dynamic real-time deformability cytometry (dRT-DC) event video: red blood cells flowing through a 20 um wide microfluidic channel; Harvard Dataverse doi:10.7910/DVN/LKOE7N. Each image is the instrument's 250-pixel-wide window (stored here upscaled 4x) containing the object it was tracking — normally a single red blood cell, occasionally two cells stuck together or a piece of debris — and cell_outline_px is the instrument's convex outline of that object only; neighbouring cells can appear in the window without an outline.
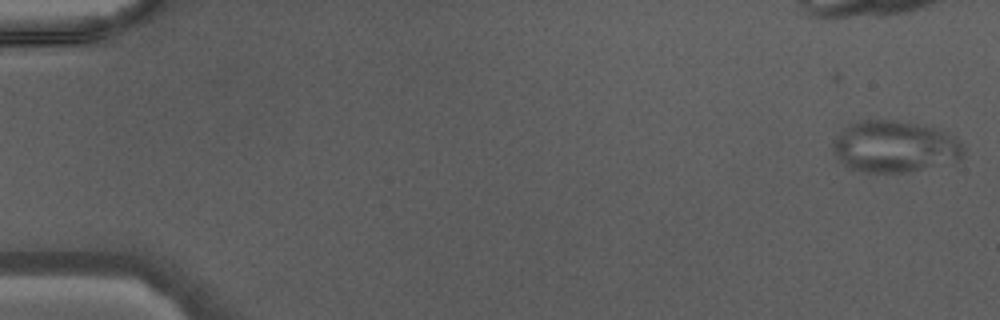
{"species": "Egyptian fruit bat (a non-hibernating species)", "species_latin": "Rousettus aegyptiacus", "temperature_condition": "warm", "stored_images_in_passage": 14, "camera_frame_rate_fps": 3000, "um_per_image_px": 0.085, "animal": {"sex": "male"}, "frame": {"image": 1, "passage_image": 1, "time_ms": 0.0, "image_size_px": [1000, 320], "cell_outline_px": [[964, 156], [956, 160], [908, 172], [868, 172], [852, 168], [840, 160], [832, 148], [832, 140], [848, 124], [860, 120], [896, 120], [924, 124], [948, 132], [964, 144]], "centroid_in_image_um": [76.07, 12.42], "position_along_channel_um": 8.9, "area_um2": 39.3}}